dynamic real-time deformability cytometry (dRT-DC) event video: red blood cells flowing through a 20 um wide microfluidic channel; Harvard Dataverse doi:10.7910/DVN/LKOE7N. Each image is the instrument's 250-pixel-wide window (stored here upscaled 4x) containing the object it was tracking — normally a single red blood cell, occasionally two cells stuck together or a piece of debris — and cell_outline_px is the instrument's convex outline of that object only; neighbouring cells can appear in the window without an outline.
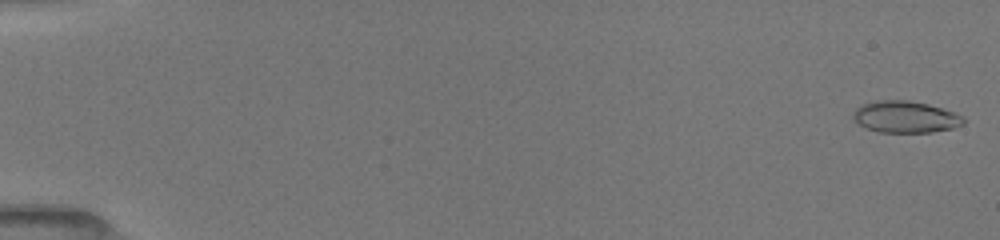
{"species": "common noctule bat (a hibernating species)", "species_latin": "Nyctalus noctula", "temperature_condition": "room temperature", "stored_images_in_passage": 58, "camera_frame_rate_fps": 3000, "um_per_image_px": 0.085, "animal": {"sex": "female", "body_mass_g": 19.5, "forearm_length_mm": 54.1}, "frame": {"image": 1, "passage_image": 1, "time_ms": 0.0, "image_size_px": [1000, 240], "cell_outline_px": [[964, 124], [952, 128], [932, 132], [880, 132], [868, 128], [860, 124], [852, 116], [852, 112], [856, 108], [864, 104], [876, 100], [908, 100], [928, 104], [956, 112], [964, 116]], "centroid_in_image_um": [76.99, 9.93], "position_along_channel_um": 8.0, "area_um2": 20.35}}
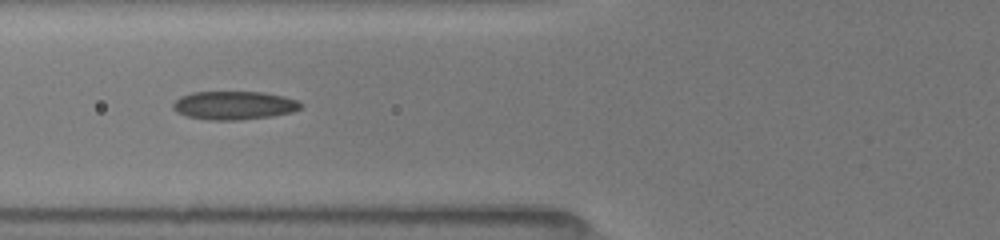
{"frame": {"image": 2, "passage_image": 46, "time_ms": 6.667, "image_size_px": [1000, 240], "cell_outline_px": [[304, 104], [300, 108], [292, 112], [272, 116], [240, 120], [208, 120], [188, 116], [176, 112], [172, 108], [172, 104], [180, 96], [192, 92], [264, 92], [284, 96], [296, 100]], "centroid_in_image_um": [19.89, 8.95], "position_along_channel_um": 105.9, "area_um2": 21.27}}
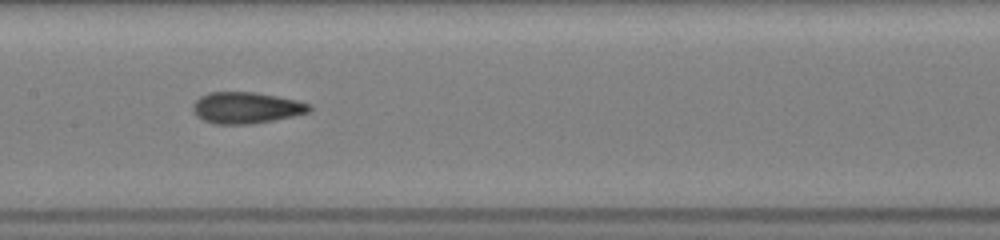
{"frame": {"image": 3, "passage_image": 57, "time_ms": 8.667, "image_size_px": [1000, 240], "cell_outline_px": [[312, 112], [252, 124], [216, 124], [204, 120], [196, 116], [192, 108], [192, 104], [200, 96], [208, 92], [256, 92], [296, 100], [312, 104]], "centroid_in_image_um": [20.93, 9.15], "position_along_channel_um": 186.5, "area_um2": 21.39}}